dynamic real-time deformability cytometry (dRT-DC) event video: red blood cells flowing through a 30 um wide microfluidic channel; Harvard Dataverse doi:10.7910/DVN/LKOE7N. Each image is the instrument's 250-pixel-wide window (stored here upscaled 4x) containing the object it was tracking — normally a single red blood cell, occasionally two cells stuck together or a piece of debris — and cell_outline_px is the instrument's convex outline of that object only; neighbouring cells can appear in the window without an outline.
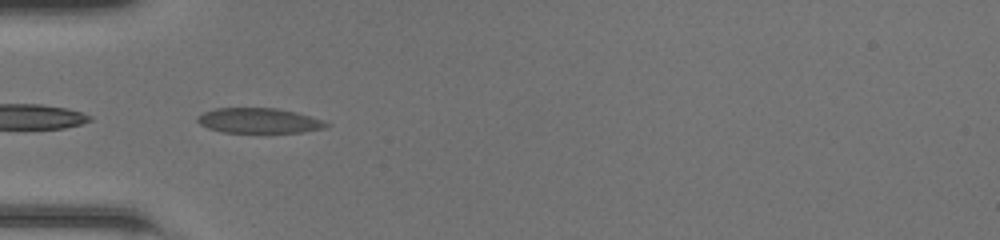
{"species": "common noctule bat (a hibernating species)", "species_latin": "Nyctalus noctula", "temperature_condition": "room temperature", "stored_images_in_passage": 39, "camera_frame_rate_fps": 3000, "um_per_image_px": 0.085, "animal": {"sex": "female", "body_mass_g": 20.0, "forearm_length_mm": 54.0}, "frame": {"image": 1, "passage_image": 11, "time_ms": 3.333, "image_size_px": [1000, 240], "cell_outline_px": [[332, 124], [324, 128], [300, 132], [224, 132], [208, 128], [200, 124], [196, 120], [204, 112], [216, 108], [276, 108], [296, 112], [324, 120]], "centroid_in_image_um": [22.05, 10.25], "position_along_channel_um": 63.0, "area_um2": 18.67}}
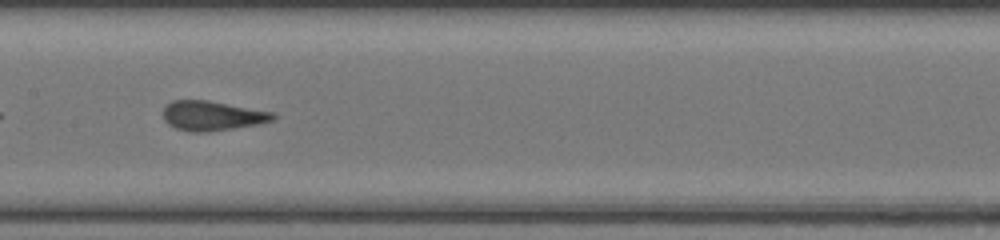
{"frame": {"image": 2, "passage_image": 20, "time_ms": 6.333, "image_size_px": [1000, 240], "cell_outline_px": [[276, 116], [272, 120], [260, 124], [204, 132], [192, 132], [176, 128], [168, 124], [164, 120], [164, 104], [172, 100], [208, 100], [276, 112]], "centroid_in_image_um": [18.04, 9.82], "position_along_channel_um": 189.4, "area_um2": 19.07}}
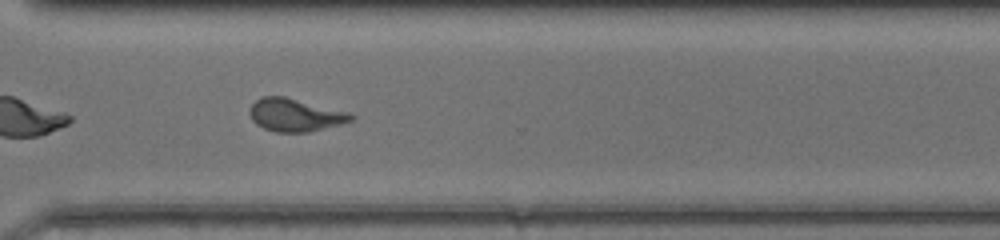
{"frame": {"image": 3, "passage_image": 31, "time_ms": 10.0, "image_size_px": [1000, 240], "cell_outline_px": [[356, 116], [352, 120], [340, 124], [308, 132], [276, 132], [264, 128], [256, 124], [252, 120], [248, 112], [252, 104], [256, 100], [264, 96], [284, 96], [348, 112]], "centroid_in_image_um": [25.06, 9.77], "position_along_channel_um": 345.5, "area_um2": 19.25}, "authors_computed_cell_mechanics": {"area_um2": 19.3052, "velocity_mm_per_s": 4.2701, "shape_relaxation_time_tau1_ms": 6.8544, "shape_relaxation_time_tau2_ms": null, "deformation_change_tau1": 0.1841, "deformation_change_tau2": null}}